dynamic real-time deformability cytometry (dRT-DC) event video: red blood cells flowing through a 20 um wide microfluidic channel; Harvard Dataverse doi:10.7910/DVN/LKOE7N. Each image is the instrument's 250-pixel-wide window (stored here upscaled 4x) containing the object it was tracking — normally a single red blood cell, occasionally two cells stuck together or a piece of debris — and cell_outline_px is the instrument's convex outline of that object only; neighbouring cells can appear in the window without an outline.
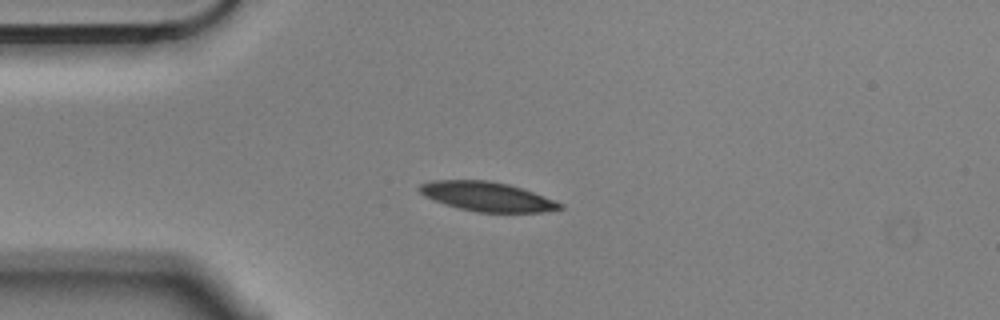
{"species": "Egyptian fruit bat (a non-hibernating species)", "species_latin": "Rousettus aegyptiacus", "temperature_condition": "cold", "stored_images_in_passage": 13, "camera_frame_rate_fps": 3000, "um_per_image_px": 0.085, "animal": {"sex": "male"}, "frame": {"image": 1, "passage_image": 2, "time_ms": 0.333, "image_size_px": [1000, 320], "cell_outline_px": [[564, 208], [540, 212], [476, 212], [444, 204], [424, 196], [416, 188], [420, 184], [432, 180], [488, 180], [508, 184], [532, 192], [564, 204]], "centroid_in_image_um": [41.36, 16.7], "position_along_channel_um": 43.6, "area_um2": 23.87}}
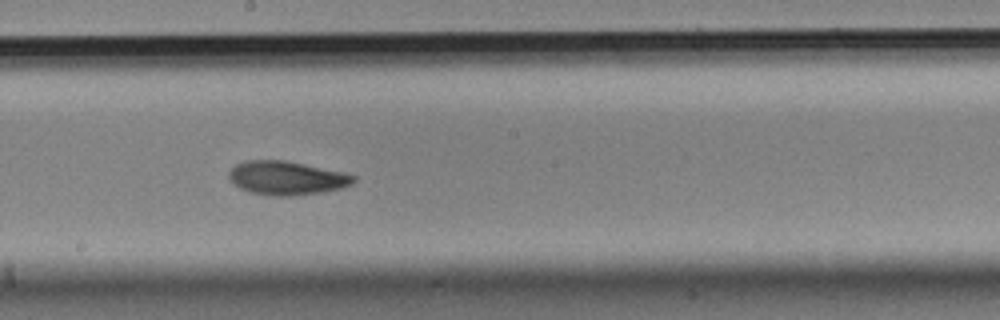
{"frame": {"image": 2, "passage_image": 7, "time_ms": 2.0, "image_size_px": [1000, 320], "cell_outline_px": [[356, 180], [352, 184], [344, 188], [324, 192], [288, 196], [272, 196], [252, 192], [240, 188], [228, 176], [228, 172], [236, 164], [244, 160], [284, 160], [344, 172], [356, 176]], "centroid_in_image_um": [24.4, 15.13], "position_along_channel_um": 223.8, "area_um2": 24.51}}
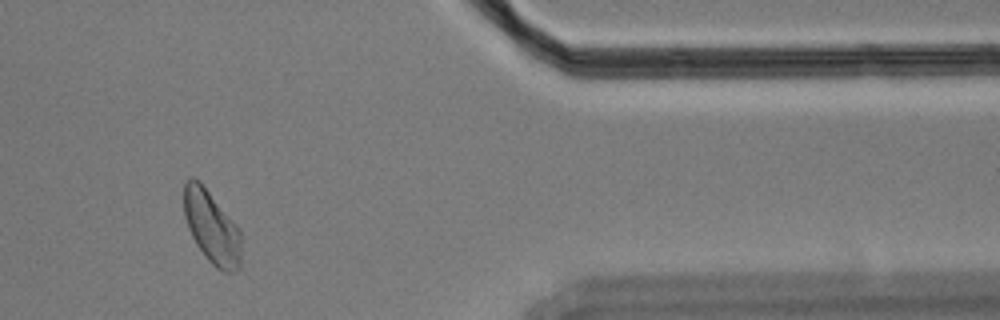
{"frame": {"image": 3, "passage_image": 11, "time_ms": 3.333, "image_size_px": [1000, 320], "cell_outline_px": [[240, 268], [236, 272], [224, 272], [216, 268], [204, 256], [196, 244], [188, 228], [184, 216], [184, 184], [192, 176], [200, 180], [240, 228]], "centroid_in_image_um": [17.99, 19.31], "position_along_channel_um": 393.4, "area_um2": 24.57}}